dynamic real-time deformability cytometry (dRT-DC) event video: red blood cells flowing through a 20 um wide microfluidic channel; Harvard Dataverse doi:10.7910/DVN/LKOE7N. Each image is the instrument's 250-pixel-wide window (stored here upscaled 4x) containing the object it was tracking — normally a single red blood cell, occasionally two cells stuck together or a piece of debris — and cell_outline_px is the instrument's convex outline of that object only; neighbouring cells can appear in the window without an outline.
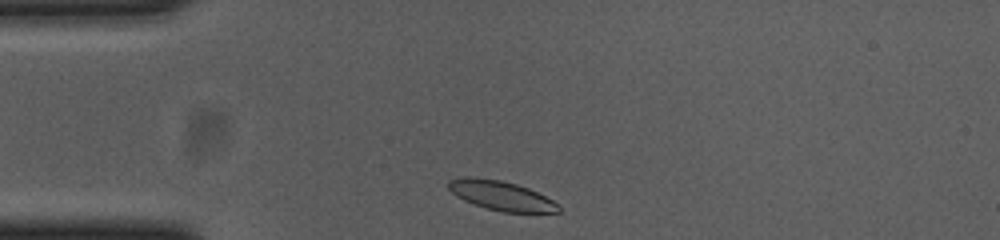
{"species": "common noctule bat (a hibernating species)", "species_latin": "Nyctalus noctula", "temperature_condition": "cold", "stored_images_in_passage": 33, "camera_frame_rate_fps": 3000, "um_per_image_px": 0.085, "animal": {"sex": "female", "body_mass_g": 23.0, "forearm_length_mm": 53.4}, "frame": {"image": 1, "passage_image": 1, "time_ms": 0.0, "image_size_px": [1000, 240], "cell_outline_px": [[560, 212], [500, 212], [464, 200], [456, 196], [448, 188], [448, 180], [468, 176], [476, 176], [500, 180], [516, 184], [528, 188], [560, 204]], "centroid_in_image_um": [42.59, 16.61], "position_along_channel_um": 42.4, "area_um2": 18.79}}
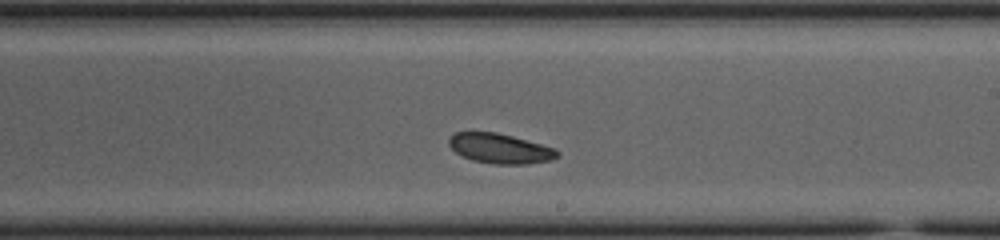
{"frame": {"image": 2, "passage_image": 20, "time_ms": 6.333, "image_size_px": [1000, 240], "cell_outline_px": [[560, 156], [552, 160], [524, 164], [492, 164], [472, 160], [456, 152], [448, 144], [448, 140], [456, 132], [496, 132], [512, 136], [556, 148], [560, 152]], "centroid_in_image_um": [42.54, 12.63], "position_along_channel_um": 246.5, "area_um2": 18.84}}
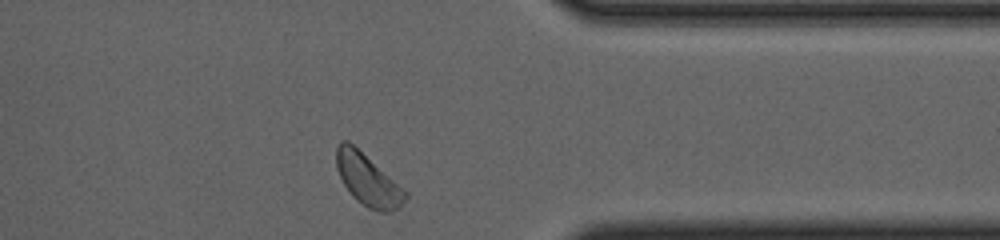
{"frame": {"image": 3, "passage_image": 32, "time_ms": 10.333, "image_size_px": [1000, 240], "cell_outline_px": [[408, 196], [396, 208], [388, 212], [380, 212], [368, 208], [356, 200], [352, 196], [344, 184], [336, 168], [336, 148], [340, 140], [348, 140], [408, 192]], "centroid_in_image_um": [31.23, 15.28], "position_along_channel_um": 380.2, "area_um2": 20.46}, "authors_computed_cell_mechanics": {"area_um2": 19.363, "velocity_mm_per_s": 3.6042, "shape_relaxation_time_tau1_ms": 3.3768, "shape_relaxation_time_tau2_ms": null, "deformation_change_tau1": 0.0722, "deformation_change_tau2": null}}